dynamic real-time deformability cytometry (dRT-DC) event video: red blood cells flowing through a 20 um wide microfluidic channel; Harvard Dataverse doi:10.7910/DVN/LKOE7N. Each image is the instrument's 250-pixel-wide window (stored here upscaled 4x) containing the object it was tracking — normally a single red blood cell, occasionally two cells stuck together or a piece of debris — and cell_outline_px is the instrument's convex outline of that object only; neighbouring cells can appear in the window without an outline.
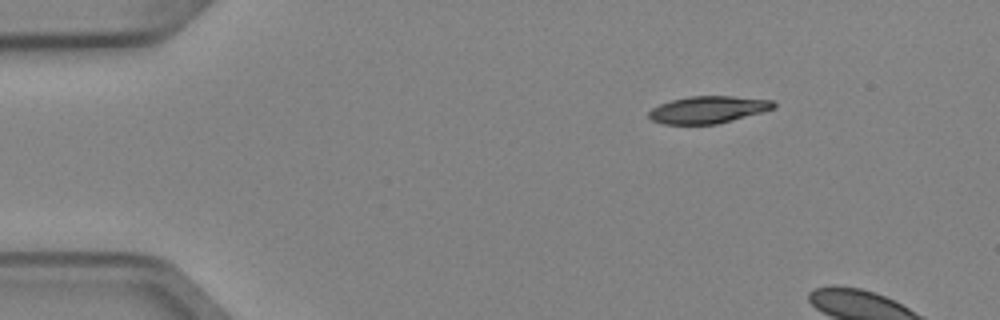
{"species": "Egyptian fruit bat (a non-hibernating species)", "species_latin": "Rousettus aegyptiacus", "temperature_condition": "cold", "stored_images_in_passage": 3, "camera_frame_rate_fps": 3000, "um_per_image_px": 0.085, "animal": {"sex": "female"}, "frame": {"image": 1, "passage_image": 1, "time_ms": 0.0, "image_size_px": [1000, 320], "cell_outline_px": [[776, 108], [764, 112], [716, 124], [664, 124], [652, 120], [648, 116], [648, 112], [652, 108], [660, 104], [672, 100], [688, 96], [732, 96], [776, 100]], "centroid_in_image_um": [60.24, 9.31], "position_along_channel_um": 24.8, "area_um2": 19.88}}